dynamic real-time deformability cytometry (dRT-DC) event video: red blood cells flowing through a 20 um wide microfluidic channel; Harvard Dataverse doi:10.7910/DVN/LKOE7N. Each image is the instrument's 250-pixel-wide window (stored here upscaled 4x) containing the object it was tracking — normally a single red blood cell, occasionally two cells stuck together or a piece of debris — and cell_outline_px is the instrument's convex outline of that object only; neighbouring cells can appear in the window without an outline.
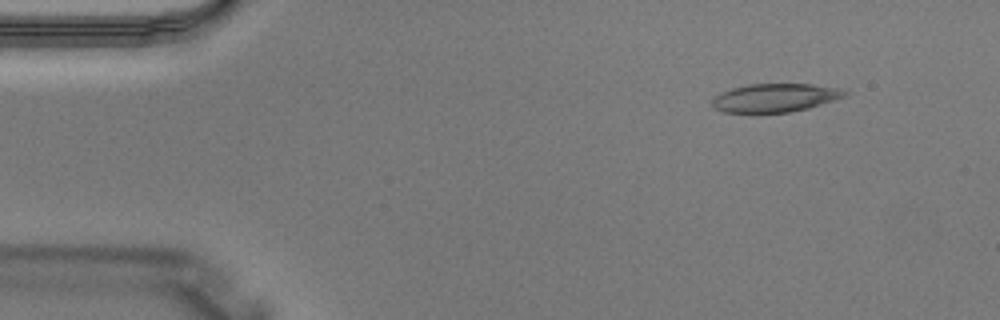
{"species": "Egyptian fruit bat (a non-hibernating species)", "species_latin": "Rousettus aegyptiacus", "temperature_condition": "warm", "stored_images_in_passage": 2, "camera_frame_rate_fps": 3000, "um_per_image_px": 0.085, "animal": {"sex": "male"}, "frame": {"image": 1, "passage_image": 2, "time_ms": 0.333, "image_size_px": [1000, 320], "cell_outline_px": [[848, 92], [844, 96], [808, 108], [788, 112], [724, 112], [716, 108], [712, 104], [712, 100], [716, 96], [732, 88], [748, 84], [812, 84], [840, 88]], "centroid_in_image_um": [65.89, 8.3], "position_along_channel_um": 19.1, "area_um2": 21.5}}